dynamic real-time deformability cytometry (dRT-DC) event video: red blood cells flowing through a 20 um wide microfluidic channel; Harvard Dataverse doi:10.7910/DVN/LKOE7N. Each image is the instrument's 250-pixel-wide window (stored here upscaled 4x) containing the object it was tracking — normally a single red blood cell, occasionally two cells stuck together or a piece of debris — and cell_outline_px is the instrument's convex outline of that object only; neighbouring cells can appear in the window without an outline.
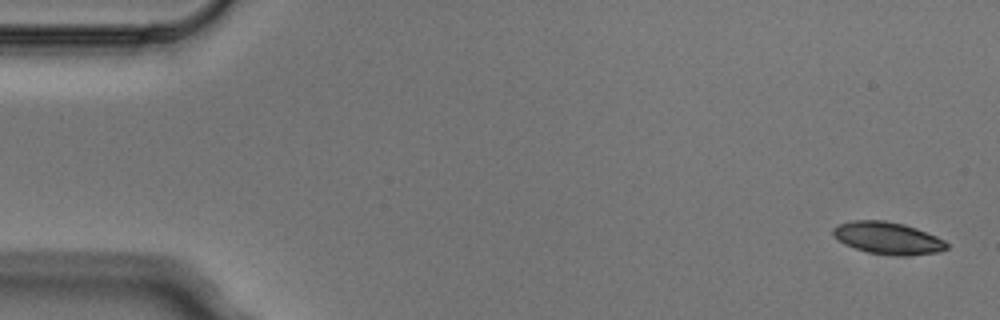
{"species": "Egyptian fruit bat (a non-hibernating species)", "species_latin": "Rousettus aegyptiacus", "temperature_condition": "cold", "stored_images_in_passage": 4, "camera_frame_rate_fps": 3000, "um_per_image_px": 0.085, "animal": {"sex": "male"}, "frame": {"image": 1, "passage_image": 1, "time_ms": 0.0, "image_size_px": [1000, 320], "cell_outline_px": [[948, 248], [936, 252], [904, 256], [900, 256], [868, 252], [844, 244], [832, 236], [832, 228], [840, 224], [852, 220], [884, 220], [904, 224], [916, 228], [936, 236], [944, 240], [948, 244]], "centroid_in_image_um": [75.43, 20.23], "position_along_channel_um": 9.6, "area_um2": 21.21}}
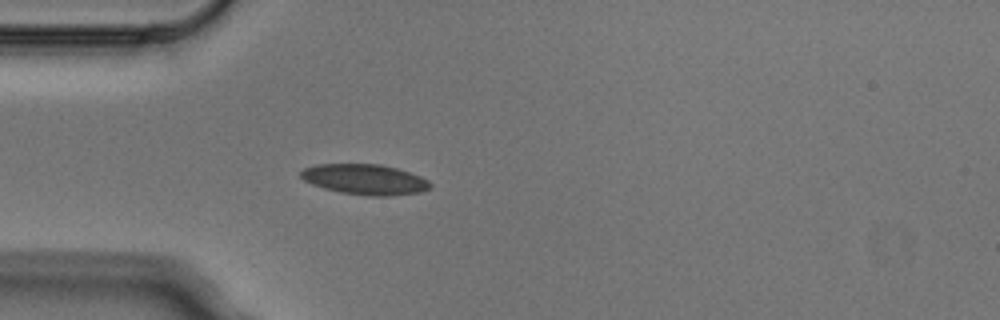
{"frame": {"image": 2, "passage_image": 4, "time_ms": 1.0, "image_size_px": [1000, 320], "cell_outline_px": [[432, 188], [420, 192], [388, 196], [368, 196], [340, 192], [324, 188], [312, 184], [304, 180], [300, 176], [300, 172], [304, 168], [316, 164], [380, 164], [396, 168], [420, 176], [428, 180], [432, 184]], "centroid_in_image_um": [31.02, 15.25], "position_along_channel_um": 54.0, "area_um2": 22.95}}